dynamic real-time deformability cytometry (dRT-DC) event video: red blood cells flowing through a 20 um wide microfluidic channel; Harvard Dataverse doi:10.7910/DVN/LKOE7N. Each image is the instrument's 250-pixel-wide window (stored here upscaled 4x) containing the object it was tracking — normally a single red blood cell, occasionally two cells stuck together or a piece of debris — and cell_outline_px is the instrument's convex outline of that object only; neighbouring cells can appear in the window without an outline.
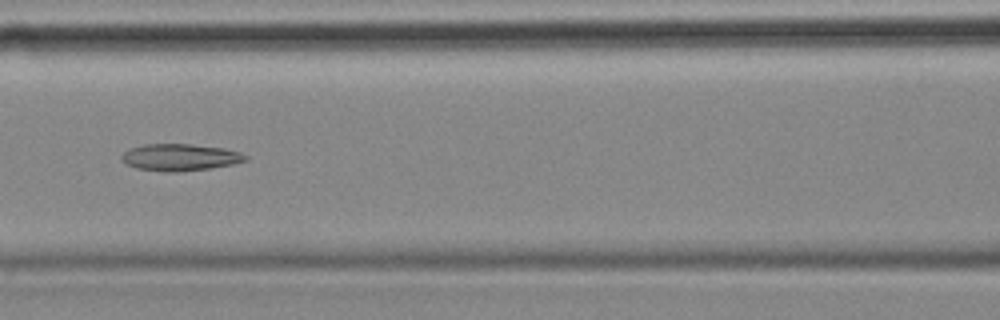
{"species": "common noctule bat (a hibernating species)", "species_latin": "Nyctalus noctula", "temperature_condition": "cold", "stored_images_in_passage": 53, "camera_frame_rate_fps": 3000, "um_per_image_px": 0.085, "animal": {"sex": "female", "body_mass_g": 18.4}, "frame": {"image": 1, "passage_image": 24, "time_ms": 7.667, "image_size_px": [1000, 320], "cell_outline_px": [[248, 160], [232, 164], [212, 168], [176, 172], [168, 172], [136, 168], [120, 160], [120, 156], [128, 148], [144, 144], [192, 144], [224, 148], [240, 152], [248, 156]], "centroid_in_image_um": [15.29, 13.36], "position_along_channel_um": 151.3, "area_um2": 19.54}}
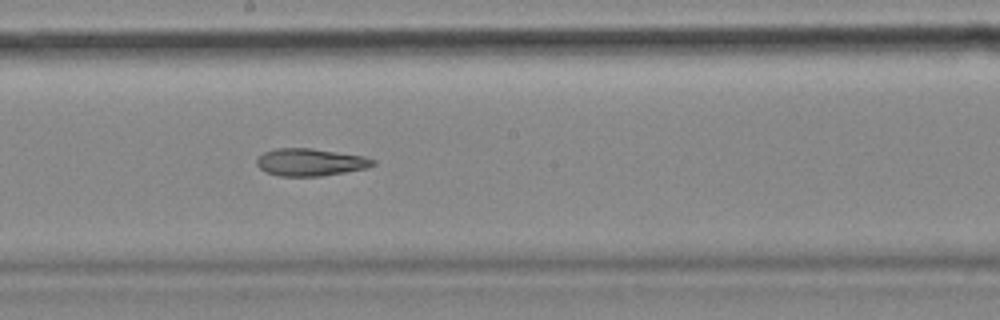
{"frame": {"image": 2, "passage_image": 30, "time_ms": 9.667, "image_size_px": [1000, 320], "cell_outline_px": [[376, 164], [364, 168], [344, 172], [320, 176], [280, 176], [264, 172], [256, 164], [256, 160], [264, 152], [276, 148], [312, 148], [364, 156], [376, 160]], "centroid_in_image_um": [26.36, 13.78], "position_along_channel_um": 221.8, "area_um2": 18.5}}
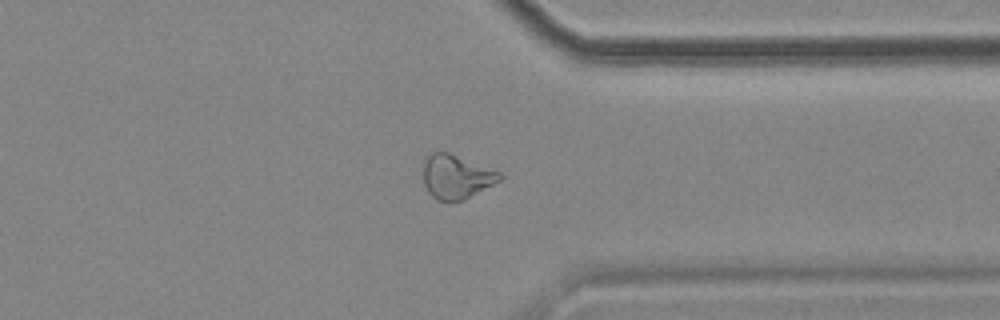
{"frame": {"image": 3, "passage_image": 43, "time_ms": 14.0, "image_size_px": [1000, 320], "cell_outline_px": [[504, 176], [500, 180], [464, 200], [436, 200], [428, 192], [424, 184], [424, 160], [432, 152], [448, 152], [500, 172]], "centroid_in_image_um": [38.77, 15.02], "position_along_channel_um": 372.6, "area_um2": 19.31}}